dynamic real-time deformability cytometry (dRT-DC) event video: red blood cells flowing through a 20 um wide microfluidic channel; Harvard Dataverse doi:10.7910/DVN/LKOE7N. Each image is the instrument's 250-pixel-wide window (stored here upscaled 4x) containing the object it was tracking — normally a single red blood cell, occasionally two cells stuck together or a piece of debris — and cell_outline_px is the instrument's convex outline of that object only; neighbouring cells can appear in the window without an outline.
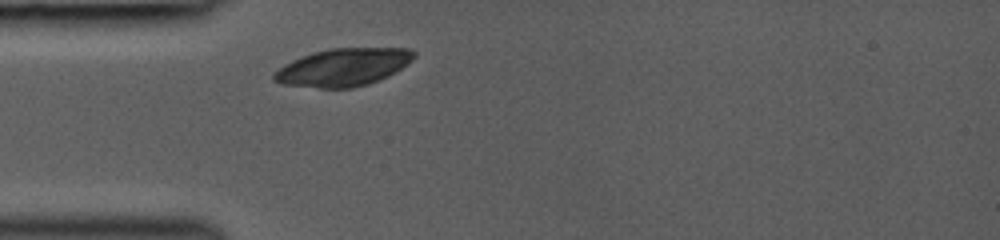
{"species": "common noctule bat (a hibernating species)", "species_latin": "Nyctalus noctula", "temperature_condition": "room temperature", "stored_images_in_passage": 1, "camera_frame_rate_fps": 3000, "um_per_image_px": 0.085, "animal": {"sex": "female", "body_mass_g": 19.0, "forearm_length_mm": 53.3}, "frame": {"image": 1, "passage_image": 1, "time_ms": 0.0, "image_size_px": [1000, 240], "cell_outline_px": [[416, 56], [408, 64], [388, 76], [368, 84], [352, 88], [320, 88], [284, 84], [272, 80], [272, 76], [284, 64], [292, 60], [312, 52], [328, 48], [408, 48], [416, 52]], "centroid_in_image_um": [29.19, 5.71], "position_along_channel_um": 55.8, "area_um2": 30.75}}